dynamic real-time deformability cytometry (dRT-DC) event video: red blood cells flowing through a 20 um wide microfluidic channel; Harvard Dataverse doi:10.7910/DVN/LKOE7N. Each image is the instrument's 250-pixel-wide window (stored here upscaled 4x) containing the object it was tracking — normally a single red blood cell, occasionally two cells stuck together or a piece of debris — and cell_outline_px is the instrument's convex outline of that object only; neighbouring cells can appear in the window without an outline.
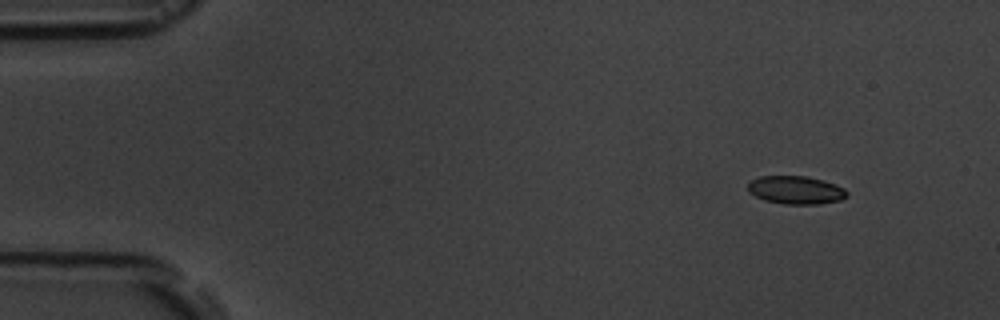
{"species": "common noctule bat (a hibernating species)", "species_latin": "Nyctalus noctula", "temperature_condition": "room temperature", "stored_images_in_passage": 5, "segment_of_instrument_passage": [1, 2], "camera_frame_rate_fps": 3000, "um_per_image_px": 0.085, "animal": {"sex": "male", "body_mass_g": 19.5, "forearm_length_mm": 54.6}, "frame": {"image": 1, "passage_image": 1, "time_ms": 0.0, "image_size_px": [1000, 320], "cell_outline_px": [[848, 196], [840, 200], [820, 204], [784, 204], [764, 200], [748, 192], [748, 184], [752, 180], [760, 176], [808, 176], [824, 180], [836, 184], [844, 188], [848, 192]], "centroid_in_image_um": [67.67, 16.15], "position_along_channel_um": 17.3, "area_um2": 16.36}}
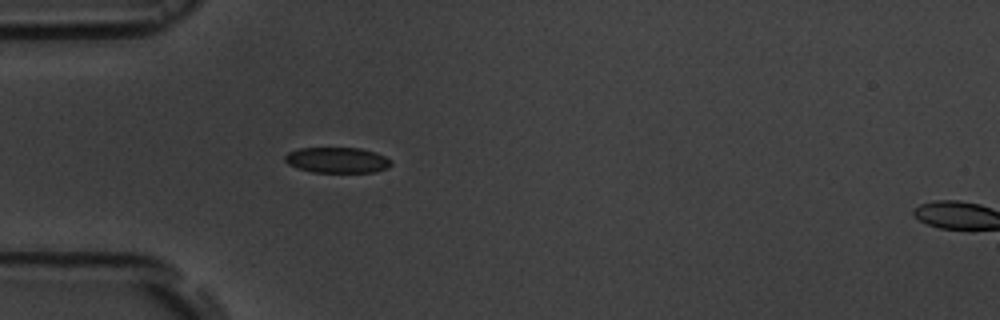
{"frame": {"image": 2, "passage_image": 4, "time_ms": 3.667, "image_size_px": [1000, 320], "cell_outline_px": [[392, 164], [388, 168], [372, 172], [312, 172], [296, 168], [288, 164], [284, 160], [284, 156], [288, 152], [300, 148], [360, 148], [376, 152], [392, 160]], "centroid_in_image_um": [28.66, 13.61], "position_along_channel_um": 56.3, "area_um2": 15.95}}